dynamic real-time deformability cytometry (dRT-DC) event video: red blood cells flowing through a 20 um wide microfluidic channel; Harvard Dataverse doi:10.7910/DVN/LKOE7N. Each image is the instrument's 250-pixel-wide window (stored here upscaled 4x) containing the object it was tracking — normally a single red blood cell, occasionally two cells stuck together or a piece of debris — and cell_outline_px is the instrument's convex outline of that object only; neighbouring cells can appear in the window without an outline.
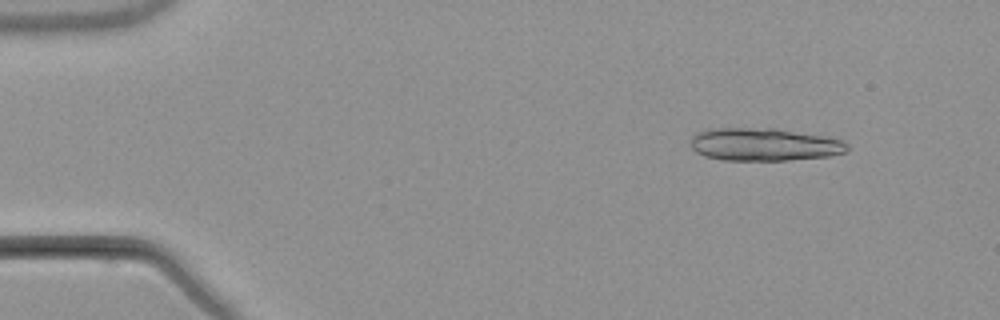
{"species": "common noctule bat (a hibernating species)", "species_latin": "Nyctalus noctula", "temperature_condition": "warm", "stored_images_in_passage": 5, "camera_frame_rate_fps": 3000, "um_per_image_px": 0.085, "animal": {"sex": "male", "body_mass_g": 21.5, "forearm_length_mm": 52.0}, "frame": {"image": 1, "passage_image": 2, "time_ms": 1.333, "image_size_px": [1000, 320], "cell_outline_px": [[848, 148], [844, 152], [828, 156], [788, 160], [724, 160], [704, 156], [696, 152], [692, 148], [688, 140], [696, 132], [716, 128], [776, 128], [824, 136], [844, 140], [848, 144]], "centroid_in_image_um": [64.92, 12.27], "position_along_channel_um": 20.1, "area_um2": 30.06}}